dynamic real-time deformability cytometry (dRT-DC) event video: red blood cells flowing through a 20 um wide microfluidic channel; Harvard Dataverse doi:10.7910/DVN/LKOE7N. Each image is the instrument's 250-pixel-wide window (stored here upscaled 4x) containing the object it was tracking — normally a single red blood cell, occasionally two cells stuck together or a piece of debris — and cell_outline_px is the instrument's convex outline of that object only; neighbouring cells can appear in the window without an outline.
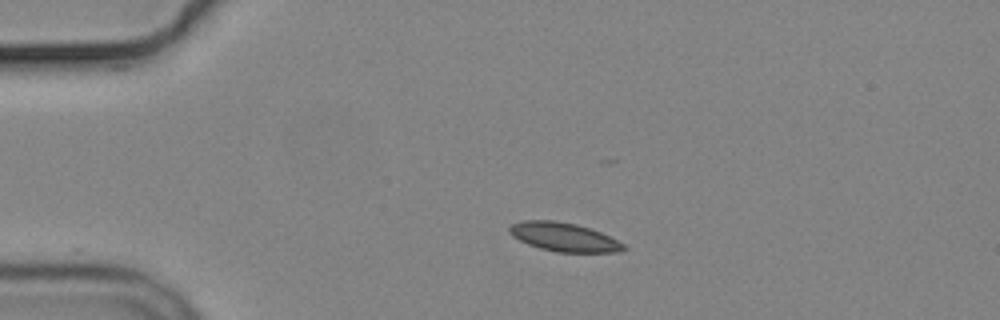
{"species": "common noctule bat (a hibernating species)", "species_latin": "Nyctalus noctula", "temperature_condition": "cold", "stored_images_in_passage": 9, "camera_frame_rate_fps": 3000, "um_per_image_px": 0.085, "animal": {"sex": "male", "body_mass_g": 19.2, "forearm_length_mm": 51.8}, "frame": {"image": 1, "passage_image": 2, "time_ms": 1.333, "image_size_px": [1000, 320], "cell_outline_px": [[628, 248], [616, 252], [556, 252], [540, 248], [528, 244], [512, 236], [508, 232], [508, 228], [512, 224], [524, 220], [552, 220], [576, 224], [600, 232], [624, 244]], "centroid_in_image_um": [47.9, 20.15], "position_along_channel_um": 37.1, "area_um2": 18.96}}
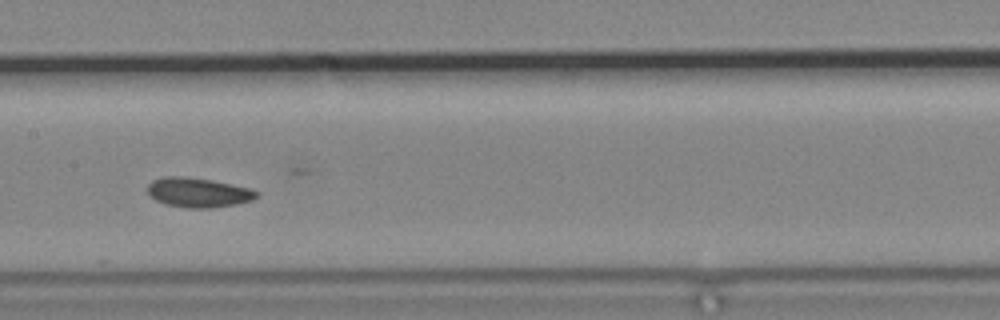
{"frame": {"image": 2, "passage_image": 6, "time_ms": 6.667, "image_size_px": [1000, 320], "cell_outline_px": [[260, 192], [252, 200], [236, 204], [212, 208], [188, 208], [164, 204], [156, 200], [148, 192], [148, 184], [152, 180], [164, 176], [184, 176], [212, 180], [252, 188]], "centroid_in_image_um": [16.86, 16.36], "position_along_channel_um": 190.5, "area_um2": 18.9}}
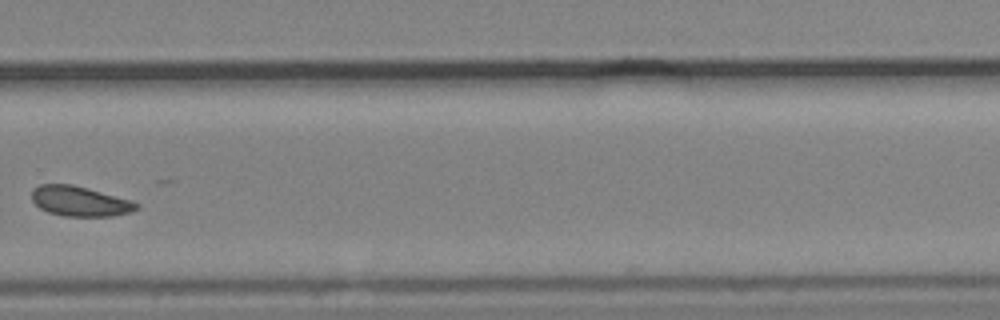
{"frame": {"image": 3, "passage_image": 9, "time_ms": 10.333, "image_size_px": [1000, 320], "cell_outline_px": [[140, 208], [132, 212], [112, 216], [64, 216], [48, 212], [40, 208], [32, 200], [32, 188], [40, 184], [72, 184], [132, 200], [140, 204]], "centroid_in_image_um": [6.81, 17.1], "position_along_channel_um": 323.0, "area_um2": 18.44}}